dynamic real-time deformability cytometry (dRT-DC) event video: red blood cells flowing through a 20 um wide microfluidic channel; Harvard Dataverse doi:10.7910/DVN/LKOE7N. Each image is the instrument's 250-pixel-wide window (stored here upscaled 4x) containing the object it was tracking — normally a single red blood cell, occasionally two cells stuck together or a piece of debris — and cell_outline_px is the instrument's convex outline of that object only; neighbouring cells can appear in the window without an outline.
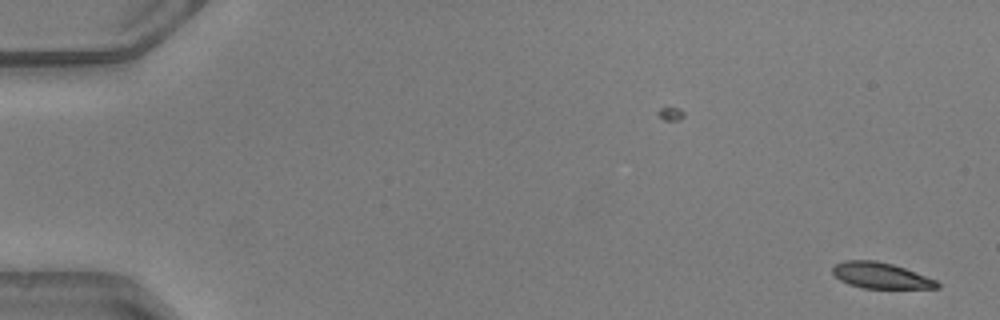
{"species": "common noctule bat (a hibernating species)", "species_latin": "Nyctalus noctula", "temperature_condition": "warm", "stored_images_in_passage": 49, "camera_frame_rate_fps": 3000, "um_per_image_px": 0.085, "animal": {"sex": "male", "body_mass_g": 20.5, "forearm_length_mm": 52.5}, "frame": {"image": 1, "passage_image": 1, "time_ms": 0.0, "image_size_px": [1000, 320], "cell_outline_px": [[940, 288], [864, 288], [848, 284], [840, 280], [832, 272], [832, 268], [836, 264], [844, 260], [876, 260], [892, 264], [904, 268], [936, 280], [940, 284]], "centroid_in_image_um": [74.85, 23.41], "position_along_channel_um": 10.2, "area_um2": 15.66}}
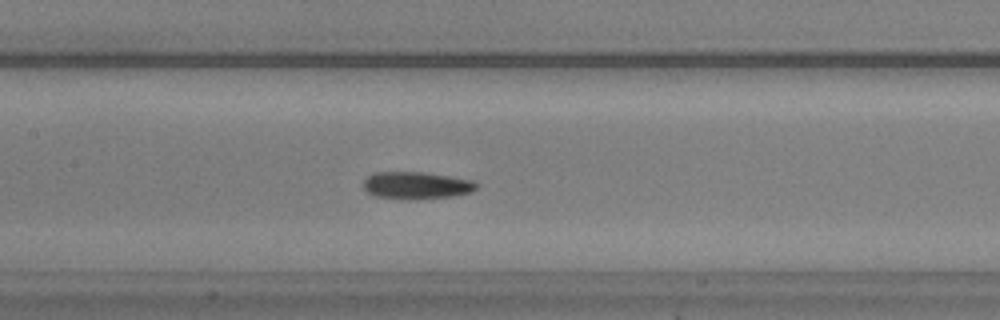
{"frame": {"image": 2, "passage_image": 24, "time_ms": 7.667, "image_size_px": [1000, 320], "cell_outline_px": [[476, 188], [468, 192], [452, 196], [376, 196], [368, 192], [364, 188], [364, 180], [372, 172], [424, 172], [472, 180], [476, 184]], "centroid_in_image_um": [35.36, 15.68], "position_along_channel_um": 172.0, "area_um2": 16.65}}
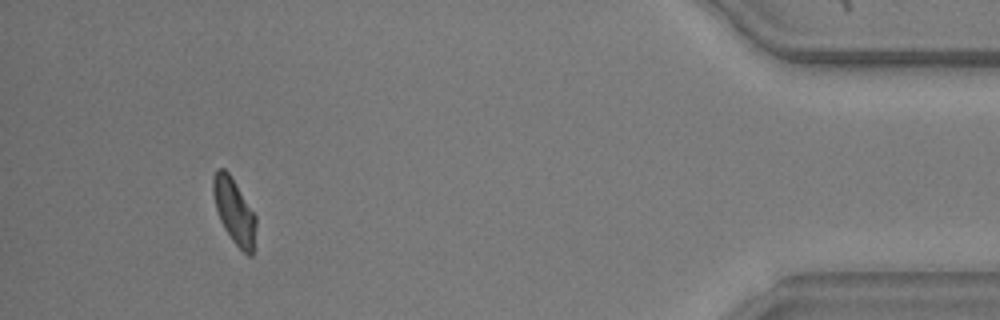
{"frame": {"image": 3, "passage_image": 46, "time_ms": 15.0, "image_size_px": [1000, 320], "cell_outline_px": [[256, 224], [252, 256], [248, 256], [232, 240], [224, 228], [220, 220], [216, 208], [212, 192], [212, 176], [216, 168], [224, 168], [228, 172], [256, 216]], "centroid_in_image_um": [19.88, 17.93], "position_along_channel_um": 415.3, "area_um2": 16.13}, "authors_computed_cell_mechanics": {"area_um2": 17.1666, "velocity_mm_per_s": 4.1223, "shape_relaxation_time_tau1_ms": 4.5671, "shape_relaxation_time_tau2_ms": 4.0932, "deformation_change_tau1": 0.1482, "deformation_change_tau2": 0.0947}}